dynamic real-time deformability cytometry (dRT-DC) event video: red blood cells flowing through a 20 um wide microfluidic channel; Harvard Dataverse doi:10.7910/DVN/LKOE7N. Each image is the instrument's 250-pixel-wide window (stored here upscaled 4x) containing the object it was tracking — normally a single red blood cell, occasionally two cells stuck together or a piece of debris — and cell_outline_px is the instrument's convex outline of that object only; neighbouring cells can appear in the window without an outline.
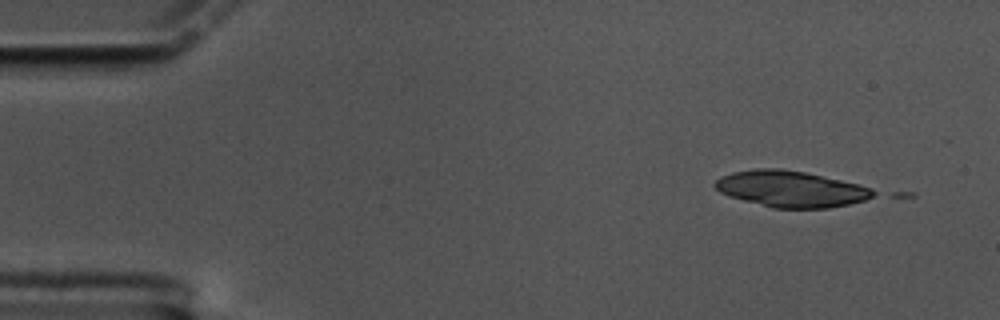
{"species": "common noctule bat (a hibernating species)", "species_latin": "Nyctalus noctula", "temperature_condition": "cold", "stored_images_in_passage": 3, "camera_frame_rate_fps": 3000, "um_per_image_px": 0.085, "animal": {"sex": "male", "body_mass_g": 17.5, "forearm_length_mm": 52.3}, "frame": {"image": 1, "passage_image": 1, "time_ms": 0.0, "image_size_px": [1000, 320], "cell_outline_px": [[880, 192], [864, 200], [848, 204], [828, 208], [772, 208], [728, 196], [720, 192], [712, 184], [720, 176], [732, 172], [756, 168], [780, 168], [804, 172], [840, 180], [872, 188]], "centroid_in_image_um": [67.19, 16.06], "position_along_channel_um": 17.8, "area_um2": 33.35}}